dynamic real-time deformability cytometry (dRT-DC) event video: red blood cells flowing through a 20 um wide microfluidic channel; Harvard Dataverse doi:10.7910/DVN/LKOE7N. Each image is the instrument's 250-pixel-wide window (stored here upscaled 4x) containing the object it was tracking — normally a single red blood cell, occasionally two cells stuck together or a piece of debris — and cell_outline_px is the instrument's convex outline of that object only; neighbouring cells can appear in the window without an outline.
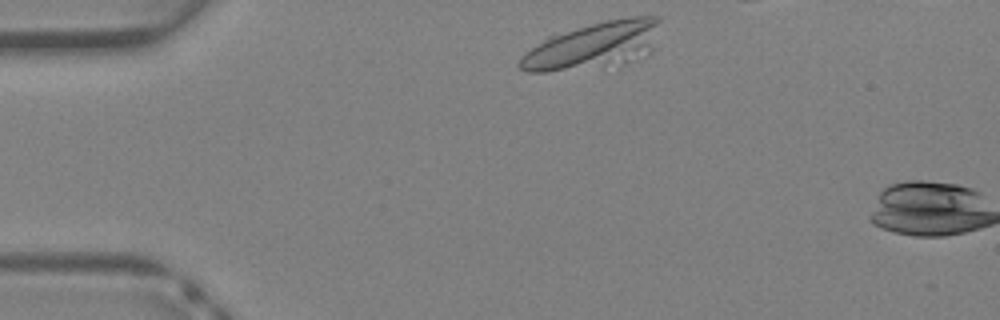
{"species": "Egyptian fruit bat (a non-hibernating species)", "species_latin": "Rousettus aegyptiacus", "temperature_condition": "warm", "stored_images_in_passage": 2, "camera_frame_rate_fps": 3000, "um_per_image_px": 0.085, "animal": {"sex": "female"}, "frame": {"image": 1, "passage_image": 1, "time_ms": 0.0, "image_size_px": [1000, 320], "cell_outline_px": [[660, 20], [652, 52], [548, 72], [528, 72], [520, 68], [516, 64], [520, 56], [524, 52], [552, 32], [608, 20], [628, 16], [660, 16]], "centroid_in_image_um": [50.3, 3.75], "position_along_channel_um": 34.7, "area_um2": 36.41}}